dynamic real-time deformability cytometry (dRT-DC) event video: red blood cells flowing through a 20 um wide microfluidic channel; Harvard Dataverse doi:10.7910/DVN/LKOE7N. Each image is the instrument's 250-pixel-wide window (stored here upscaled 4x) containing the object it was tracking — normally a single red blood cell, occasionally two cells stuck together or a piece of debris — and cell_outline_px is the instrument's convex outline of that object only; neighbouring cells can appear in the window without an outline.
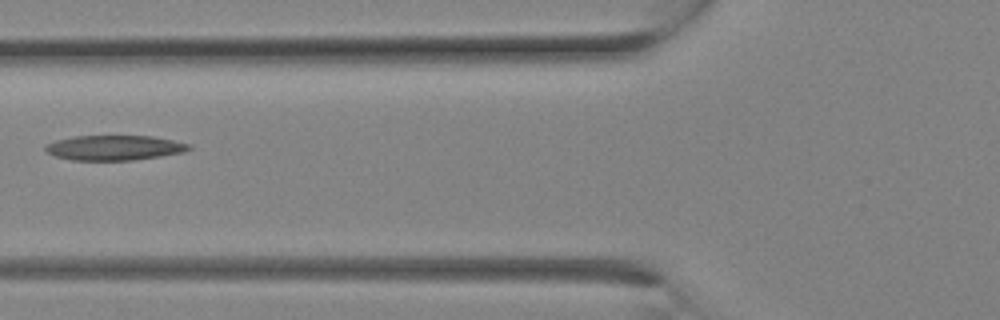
{"species": "Egyptian fruit bat (a non-hibernating species)", "species_latin": "Rousettus aegyptiacus", "temperature_condition": "room temperature", "stored_images_in_passage": 14, "camera_frame_rate_fps": 3000, "um_per_image_px": 0.085, "animal": {"sex": "female"}, "frame": {"image": 1, "passage_image": 10, "time_ms": 3.0, "image_size_px": [1000, 320], "cell_outline_px": [[192, 148], [184, 152], [160, 156], [132, 160], [72, 160], [56, 156], [48, 152], [44, 148], [44, 144], [56, 140], [76, 136], [152, 136], [192, 144]], "centroid_in_image_um": [9.73, 12.55], "position_along_channel_um": 116.1, "area_um2": 20.81}}
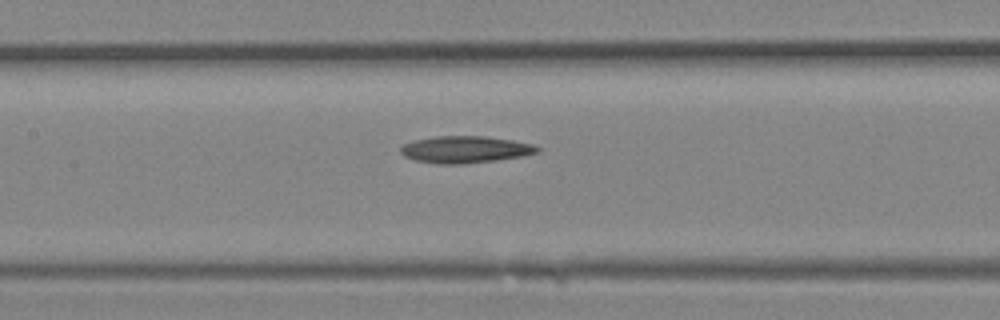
{"frame": {"image": 2, "passage_image": 12, "time_ms": 3.667, "image_size_px": [1000, 320], "cell_outline_px": [[540, 152], [524, 156], [496, 160], [460, 164], [440, 164], [416, 160], [404, 156], [400, 152], [400, 148], [404, 144], [416, 140], [436, 136], [484, 136], [512, 140], [532, 144], [540, 148]], "centroid_in_image_um": [39.57, 12.71], "position_along_channel_um": 167.8, "area_um2": 21.33}}
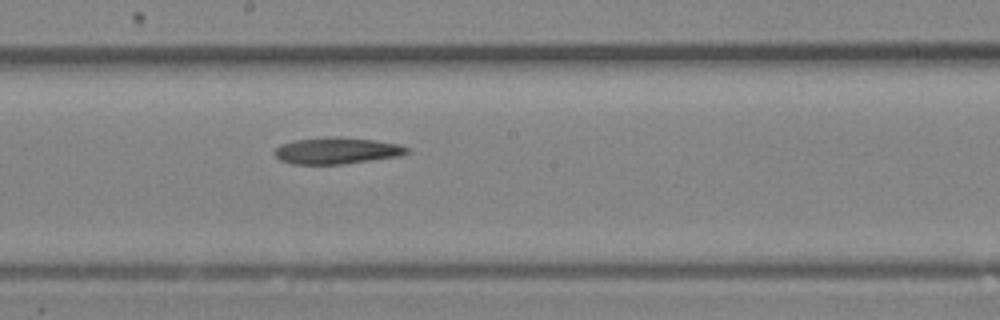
{"frame": {"image": 3, "passage_image": 14, "time_ms": 4.333, "image_size_px": [1000, 320], "cell_outline_px": [[408, 152], [400, 156], [340, 164], [292, 164], [280, 160], [272, 152], [280, 144], [296, 140], [332, 136], [336, 136], [376, 140], [400, 144], [408, 148]], "centroid_in_image_um": [28.61, 12.8], "position_along_channel_um": 219.6, "area_um2": 20.46}}